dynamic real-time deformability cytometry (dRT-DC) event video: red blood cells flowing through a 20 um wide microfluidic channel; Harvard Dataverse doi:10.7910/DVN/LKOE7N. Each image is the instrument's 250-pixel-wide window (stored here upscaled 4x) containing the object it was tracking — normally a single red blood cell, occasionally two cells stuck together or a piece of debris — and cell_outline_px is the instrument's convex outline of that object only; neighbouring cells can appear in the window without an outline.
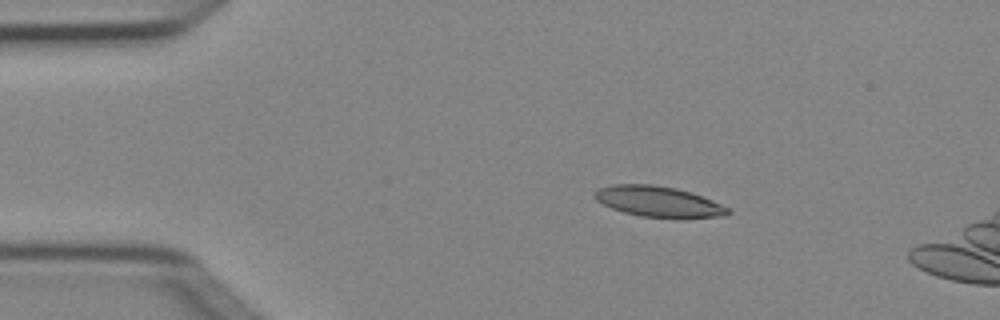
{"species": "Egyptian fruit bat (a non-hibernating species)", "species_latin": "Rousettus aegyptiacus", "temperature_condition": "cold", "stored_images_in_passage": 6, "camera_frame_rate_fps": 3000, "um_per_image_px": 0.085, "animal": {"sex": "female"}, "frame": {"image": 1, "passage_image": 3, "time_ms": 0.667, "image_size_px": [1000, 320], "cell_outline_px": [[732, 212], [724, 216], [680, 220], [640, 216], [624, 212], [612, 208], [596, 200], [596, 192], [600, 188], [612, 184], [652, 184], [676, 188], [692, 192], [712, 200], [728, 208]], "centroid_in_image_um": [56.05, 17.17], "position_along_channel_um": 29.0, "area_um2": 24.22}}
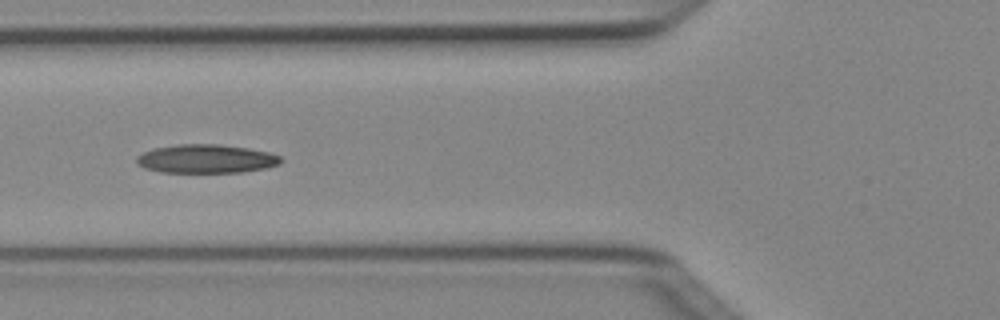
{"frame": {"image": 2, "passage_image": 6, "time_ms": 1.667, "image_size_px": [1000, 320], "cell_outline_px": [[284, 160], [280, 164], [268, 168], [240, 172], [160, 172], [144, 168], [136, 164], [136, 156], [152, 148], [180, 144], [220, 144], [248, 148], [268, 152], [280, 156]], "centroid_in_image_um": [17.52, 13.5], "position_along_channel_um": 108.3, "area_um2": 24.28}}